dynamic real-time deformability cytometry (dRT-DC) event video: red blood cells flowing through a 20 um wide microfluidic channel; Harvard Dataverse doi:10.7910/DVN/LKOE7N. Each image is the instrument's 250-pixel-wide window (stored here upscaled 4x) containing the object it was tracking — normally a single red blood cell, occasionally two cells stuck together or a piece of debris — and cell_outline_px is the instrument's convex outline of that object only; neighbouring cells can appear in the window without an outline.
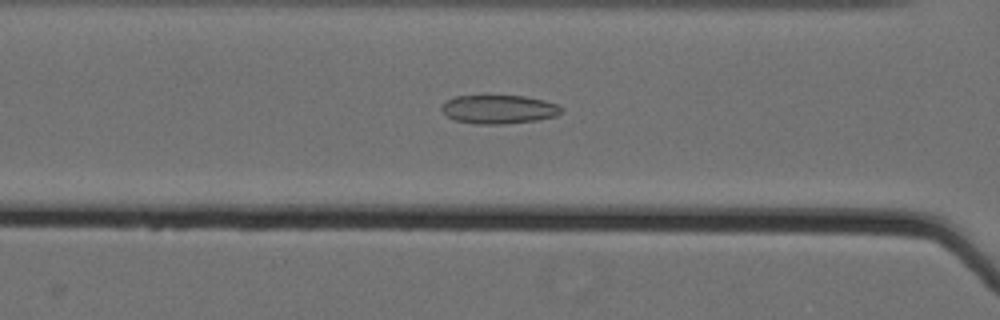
{"species": "Egyptian fruit bat (a non-hibernating species)", "species_latin": "Rousettus aegyptiacus", "temperature_condition": "cold", "stored_images_in_passage": 61, "camera_frame_rate_fps": 3000, "um_per_image_px": 0.085, "animal": {"sex": "female"}, "frame": {"image": 1, "passage_image": 30, "time_ms": 9.667, "image_size_px": [1000, 320], "cell_outline_px": [[564, 108], [556, 116], [536, 120], [504, 124], [476, 124], [456, 120], [448, 116], [440, 108], [440, 104], [444, 100], [452, 96], [524, 96], [544, 100], [556, 104]], "centroid_in_image_um": [42.36, 9.28], "position_along_channel_um": 124.2, "area_um2": 20.06}}
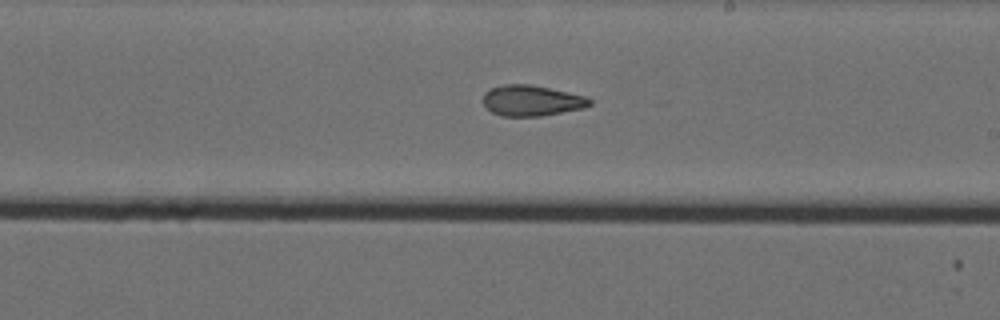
{"frame": {"image": 2, "passage_image": 40, "time_ms": 13.0, "image_size_px": [1000, 320], "cell_outline_px": [[592, 104], [584, 108], [540, 116], [500, 116], [492, 112], [484, 104], [484, 92], [492, 88], [504, 84], [528, 84], [568, 92], [584, 96], [592, 100]], "centroid_in_image_um": [45.19, 8.55], "position_along_channel_um": 243.8, "area_um2": 18.9}}
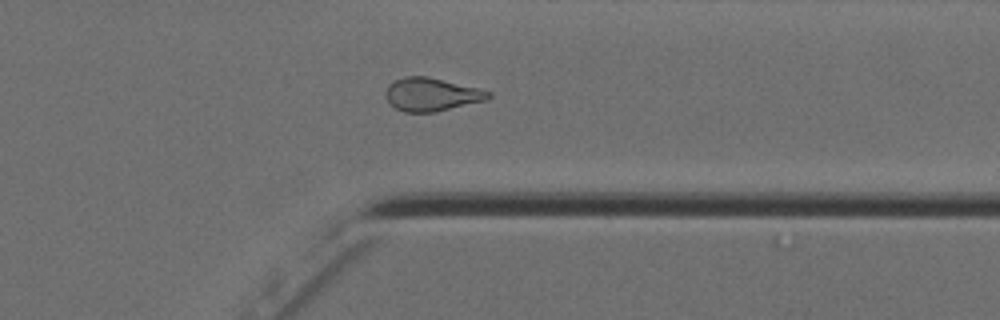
{"frame": {"image": 3, "passage_image": 51, "time_ms": 16.667, "image_size_px": [1000, 320], "cell_outline_px": [[492, 96], [488, 100], [436, 112], [404, 112], [396, 108], [388, 100], [388, 84], [404, 76], [428, 76], [480, 88], [492, 92]], "centroid_in_image_um": [36.77, 8.02], "position_along_channel_um": 374.6, "area_um2": 19.88}, "authors_computed_cell_mechanics": {"area_um2": 21.2704, "velocity_mm_per_s": 3.5832, "shape_relaxation_time_tau1_ms": null, "shape_relaxation_time_tau2_ms": 2.6805, "deformation_change_tau1": null, "deformation_change_tau2": 0.1037}}